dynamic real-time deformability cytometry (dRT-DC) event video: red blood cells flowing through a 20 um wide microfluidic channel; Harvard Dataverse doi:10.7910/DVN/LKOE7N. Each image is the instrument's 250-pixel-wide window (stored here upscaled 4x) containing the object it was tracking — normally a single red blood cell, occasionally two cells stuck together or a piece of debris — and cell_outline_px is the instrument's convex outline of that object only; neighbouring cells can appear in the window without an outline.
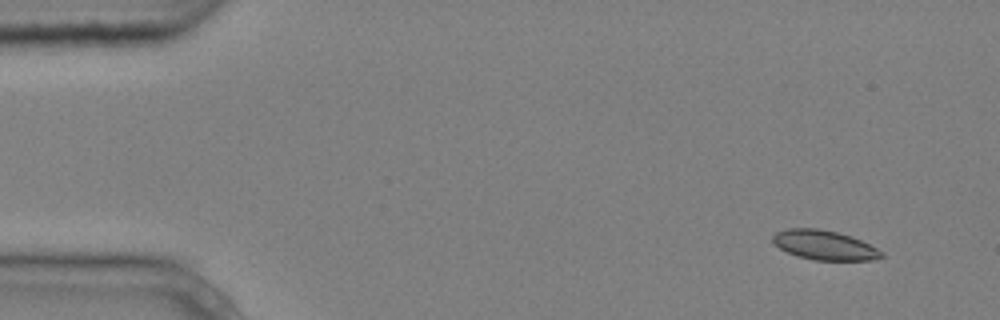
{"species": "common noctule bat (a hibernating species)", "species_latin": "Nyctalus noctula", "temperature_condition": "cold", "stored_images_in_passage": 7, "camera_frame_rate_fps": 3000, "um_per_image_px": 0.085, "animal": {"sex": "male", "body_mass_g": 20.4}, "frame": {"image": 1, "passage_image": 2, "time_ms": 0.333, "image_size_px": [1000, 320], "cell_outline_px": [[884, 256], [872, 260], [812, 260], [796, 256], [780, 248], [772, 240], [772, 236], [776, 232], [788, 228], [816, 228], [836, 232], [860, 240], [884, 252]], "centroid_in_image_um": [70.05, 20.84], "position_along_channel_um": 14.9, "area_um2": 18.5}}
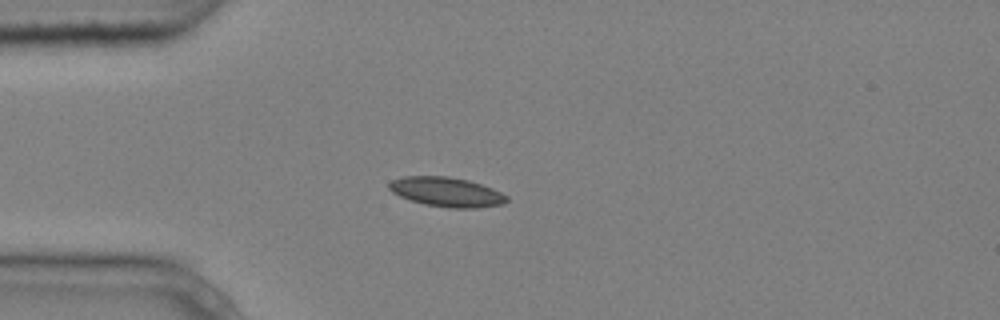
{"frame": {"image": 2, "passage_image": 4, "time_ms": 1.0, "image_size_px": [1000, 320], "cell_outline_px": [[508, 200], [504, 204], [476, 208], [448, 208], [424, 204], [400, 196], [392, 192], [388, 188], [388, 184], [392, 180], [404, 176], [448, 176], [468, 180], [492, 188], [508, 196]], "centroid_in_image_um": [37.96, 16.32], "position_along_channel_um": 47.0, "area_um2": 20.23}}
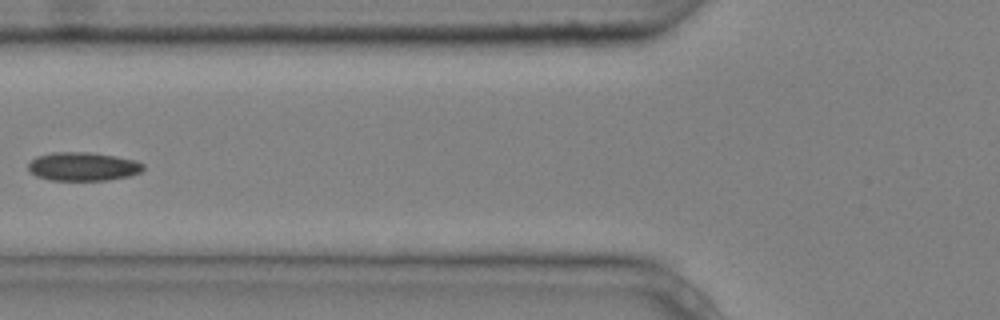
{"frame": {"image": 3, "passage_image": 6, "time_ms": 1.667, "image_size_px": [1000, 320], "cell_outline_px": [[144, 168], [140, 172], [128, 176], [108, 180], [52, 180], [36, 176], [28, 168], [28, 164], [36, 156], [52, 152], [88, 152], [116, 156], [136, 160], [144, 164]], "centroid_in_image_um": [7.06, 14.14], "position_along_channel_um": 118.7, "area_um2": 19.13}}